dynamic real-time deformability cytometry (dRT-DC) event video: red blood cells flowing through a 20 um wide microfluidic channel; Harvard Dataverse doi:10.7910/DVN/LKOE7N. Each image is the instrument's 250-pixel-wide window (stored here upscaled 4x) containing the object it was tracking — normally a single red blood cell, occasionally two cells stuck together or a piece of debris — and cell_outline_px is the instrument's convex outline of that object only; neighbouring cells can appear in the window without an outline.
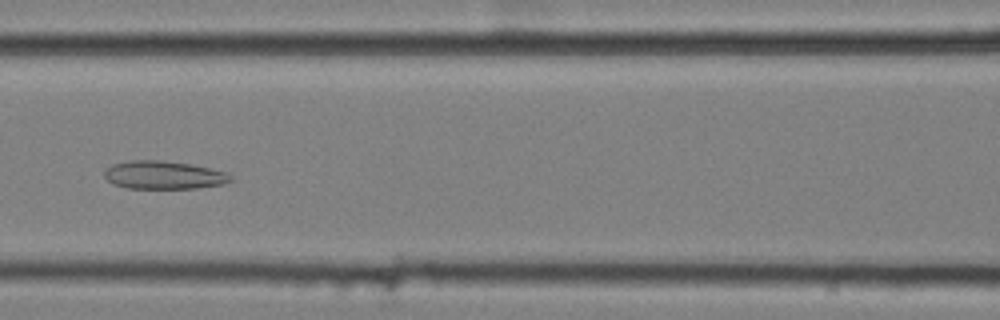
{"species": "common noctule bat (a hibernating species)", "species_latin": "Nyctalus noctula", "temperature_condition": "cold", "stored_images_in_passage": 10, "camera_frame_rate_fps": 3000, "um_per_image_px": 0.085, "animal": {"sex": "female", "body_mass_g": 25.1}, "frame": {"image": 1, "passage_image": 6, "time_ms": 1.667, "image_size_px": [1000, 320], "cell_outline_px": [[232, 180], [224, 184], [196, 188], [128, 188], [112, 184], [104, 176], [104, 168], [112, 164], [132, 160], [160, 160], [188, 164], [228, 172], [232, 176]], "centroid_in_image_um": [13.89, 14.88], "position_along_channel_um": 152.7, "area_um2": 20.69}}
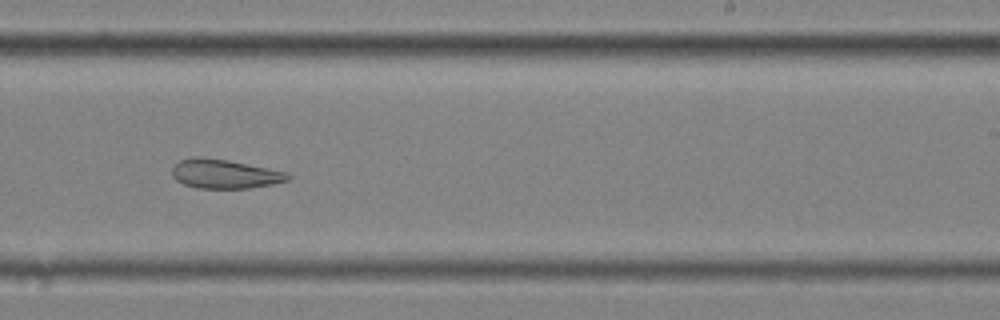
{"frame": {"image": 2, "passage_image": 9, "time_ms": 2.667, "image_size_px": [1000, 320], "cell_outline_px": [[292, 176], [288, 180], [272, 184], [248, 188], [196, 188], [184, 184], [176, 180], [172, 176], [172, 168], [180, 160], [192, 156], [200, 156], [228, 160], [288, 172]], "centroid_in_image_um": [19.08, 14.77], "position_along_channel_um": 269.9, "area_um2": 19.71}}
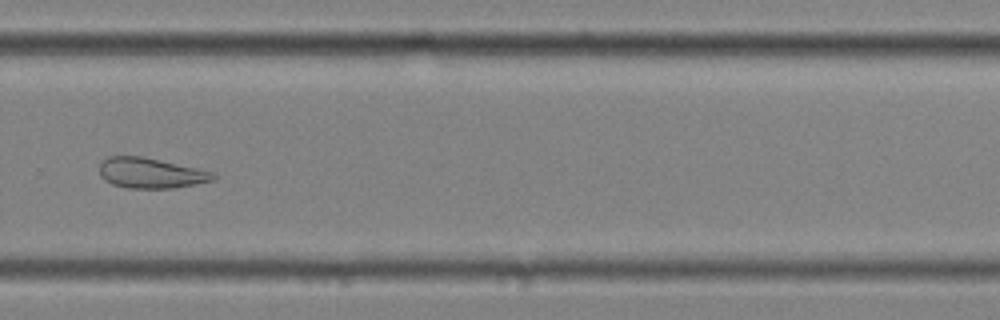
{"frame": {"image": 3, "passage_image": 10, "time_ms": 3.0, "image_size_px": [1000, 320], "cell_outline_px": [[216, 180], [172, 188], [128, 188], [112, 184], [104, 180], [100, 176], [100, 160], [108, 156], [140, 156], [216, 172]], "centroid_in_image_um": [12.8, 14.71], "position_along_channel_um": 317.0, "area_um2": 20.17}}